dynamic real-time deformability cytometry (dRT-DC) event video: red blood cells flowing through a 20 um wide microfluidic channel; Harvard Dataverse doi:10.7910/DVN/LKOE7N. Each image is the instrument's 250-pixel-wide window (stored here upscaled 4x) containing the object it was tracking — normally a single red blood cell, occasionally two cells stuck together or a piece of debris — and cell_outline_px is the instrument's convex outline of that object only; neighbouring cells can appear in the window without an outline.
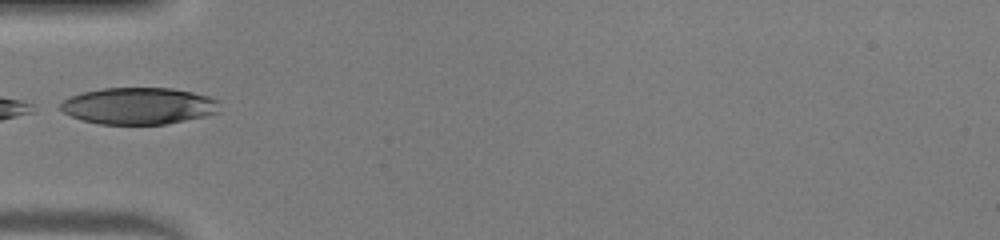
{"species": "human", "species_latin": "Homo sapiens", "temperature_condition": "warm", "stored_images_in_passage": 26, "camera_frame_rate_fps": 3000, "um_per_image_px": 0.085, "donor": {"sex": "male"}, "frame": {"image": 1, "passage_image": 1, "time_ms": 0.0, "image_size_px": [1000, 240], "cell_outline_px": [[220, 112], [204, 116], [164, 124], [100, 124], [84, 120], [72, 116], [64, 112], [60, 108], [60, 104], [64, 100], [72, 96], [84, 92], [104, 88], [172, 88], [192, 92], [208, 96], [220, 100]], "centroid_in_image_um": [11.84, 9.0], "position_along_channel_um": 73.2, "area_um2": 33.93}}
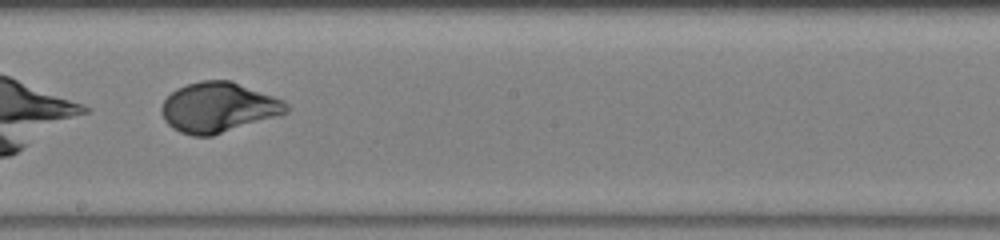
{"frame": {"image": 2, "passage_image": 12, "time_ms": 3.667, "image_size_px": [1000, 240], "cell_outline_px": [[288, 112], [276, 116], [212, 136], [192, 136], [180, 132], [172, 128], [164, 120], [160, 112], [160, 108], [164, 100], [176, 88], [200, 80], [232, 80], [284, 100], [288, 104]], "centroid_in_image_um": [18.54, 9.12], "position_along_channel_um": 229.7, "area_um2": 36.47}}
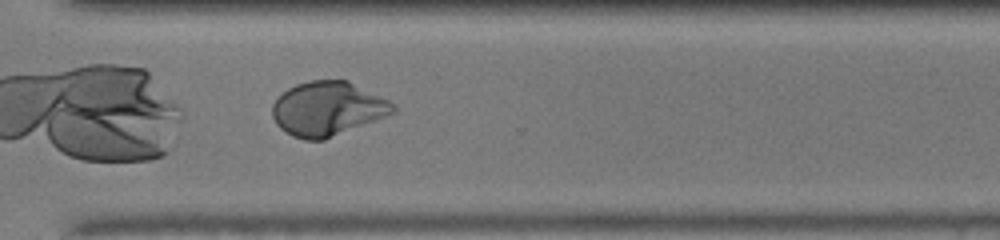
{"frame": {"image": 3, "passage_image": 20, "time_ms": 6.333, "image_size_px": [1000, 240], "cell_outline_px": [[396, 112], [324, 140], [304, 140], [292, 136], [280, 128], [276, 124], [272, 116], [272, 104], [288, 88], [296, 84], [312, 80], [348, 80], [388, 100], [396, 108]], "centroid_in_image_um": [27.82, 9.25], "position_along_channel_um": 342.8, "area_um2": 37.92}}